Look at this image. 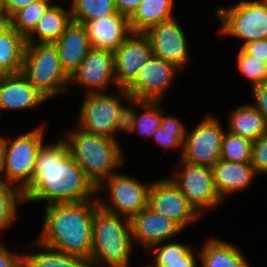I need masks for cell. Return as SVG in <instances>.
Wrapping results in <instances>:
<instances>
[{"label": "cell", "mask_w": 267, "mask_h": 267, "mask_svg": "<svg viewBox=\"0 0 267 267\" xmlns=\"http://www.w3.org/2000/svg\"><path fill=\"white\" fill-rule=\"evenodd\" d=\"M23 195L26 203L44 201L46 206L97 199V187L73 159L61 136L38 149L33 179Z\"/></svg>", "instance_id": "1"}, {"label": "cell", "mask_w": 267, "mask_h": 267, "mask_svg": "<svg viewBox=\"0 0 267 267\" xmlns=\"http://www.w3.org/2000/svg\"><path fill=\"white\" fill-rule=\"evenodd\" d=\"M99 206L98 199L44 206L43 226L36 240L46 247L89 262L94 216Z\"/></svg>", "instance_id": "2"}, {"label": "cell", "mask_w": 267, "mask_h": 267, "mask_svg": "<svg viewBox=\"0 0 267 267\" xmlns=\"http://www.w3.org/2000/svg\"><path fill=\"white\" fill-rule=\"evenodd\" d=\"M62 136L71 156L96 187L125 164L124 150L119 140L91 134L77 126Z\"/></svg>", "instance_id": "3"}, {"label": "cell", "mask_w": 267, "mask_h": 267, "mask_svg": "<svg viewBox=\"0 0 267 267\" xmlns=\"http://www.w3.org/2000/svg\"><path fill=\"white\" fill-rule=\"evenodd\" d=\"M134 245L130 219L99 206L94 216L89 267H130Z\"/></svg>", "instance_id": "4"}, {"label": "cell", "mask_w": 267, "mask_h": 267, "mask_svg": "<svg viewBox=\"0 0 267 267\" xmlns=\"http://www.w3.org/2000/svg\"><path fill=\"white\" fill-rule=\"evenodd\" d=\"M22 74L48 99L65 94L70 86L53 43H27Z\"/></svg>", "instance_id": "5"}, {"label": "cell", "mask_w": 267, "mask_h": 267, "mask_svg": "<svg viewBox=\"0 0 267 267\" xmlns=\"http://www.w3.org/2000/svg\"><path fill=\"white\" fill-rule=\"evenodd\" d=\"M215 15L222 36L246 43L267 38V0H241L229 6L217 5Z\"/></svg>", "instance_id": "6"}, {"label": "cell", "mask_w": 267, "mask_h": 267, "mask_svg": "<svg viewBox=\"0 0 267 267\" xmlns=\"http://www.w3.org/2000/svg\"><path fill=\"white\" fill-rule=\"evenodd\" d=\"M44 131L42 125L16 137L3 136V181L22 191L31 183L38 149L44 143Z\"/></svg>", "instance_id": "7"}, {"label": "cell", "mask_w": 267, "mask_h": 267, "mask_svg": "<svg viewBox=\"0 0 267 267\" xmlns=\"http://www.w3.org/2000/svg\"><path fill=\"white\" fill-rule=\"evenodd\" d=\"M134 176L116 172L97 187L99 205L112 213L131 219L148 206V191L152 182H142ZM106 191L109 198L99 194Z\"/></svg>", "instance_id": "8"}, {"label": "cell", "mask_w": 267, "mask_h": 267, "mask_svg": "<svg viewBox=\"0 0 267 267\" xmlns=\"http://www.w3.org/2000/svg\"><path fill=\"white\" fill-rule=\"evenodd\" d=\"M116 91V95L107 94L108 92L84 93L76 126L91 134L114 138L118 111L123 103L127 104L130 97L124 88Z\"/></svg>", "instance_id": "9"}, {"label": "cell", "mask_w": 267, "mask_h": 267, "mask_svg": "<svg viewBox=\"0 0 267 267\" xmlns=\"http://www.w3.org/2000/svg\"><path fill=\"white\" fill-rule=\"evenodd\" d=\"M178 169L169 178L187 197L190 205L203 217L208 210L222 206L223 200L218 194L213 169L209 166L193 165L178 160Z\"/></svg>", "instance_id": "10"}, {"label": "cell", "mask_w": 267, "mask_h": 267, "mask_svg": "<svg viewBox=\"0 0 267 267\" xmlns=\"http://www.w3.org/2000/svg\"><path fill=\"white\" fill-rule=\"evenodd\" d=\"M219 120L207 114L192 131L186 130L183 152L179 158L181 161L212 167L220 159L222 138L226 130Z\"/></svg>", "instance_id": "11"}, {"label": "cell", "mask_w": 267, "mask_h": 267, "mask_svg": "<svg viewBox=\"0 0 267 267\" xmlns=\"http://www.w3.org/2000/svg\"><path fill=\"white\" fill-rule=\"evenodd\" d=\"M148 207L172 219L183 230L202 218L168 176L152 181L148 191Z\"/></svg>", "instance_id": "12"}, {"label": "cell", "mask_w": 267, "mask_h": 267, "mask_svg": "<svg viewBox=\"0 0 267 267\" xmlns=\"http://www.w3.org/2000/svg\"><path fill=\"white\" fill-rule=\"evenodd\" d=\"M181 72L175 64L152 55L126 91L141 100L163 101Z\"/></svg>", "instance_id": "13"}, {"label": "cell", "mask_w": 267, "mask_h": 267, "mask_svg": "<svg viewBox=\"0 0 267 267\" xmlns=\"http://www.w3.org/2000/svg\"><path fill=\"white\" fill-rule=\"evenodd\" d=\"M69 84L84 86L85 93L107 92L111 86L118 89L115 80L114 52L91 47L79 68L70 77Z\"/></svg>", "instance_id": "14"}, {"label": "cell", "mask_w": 267, "mask_h": 267, "mask_svg": "<svg viewBox=\"0 0 267 267\" xmlns=\"http://www.w3.org/2000/svg\"><path fill=\"white\" fill-rule=\"evenodd\" d=\"M144 34L150 40L154 56L175 64L182 71L189 66L188 39L177 17L150 27Z\"/></svg>", "instance_id": "15"}, {"label": "cell", "mask_w": 267, "mask_h": 267, "mask_svg": "<svg viewBox=\"0 0 267 267\" xmlns=\"http://www.w3.org/2000/svg\"><path fill=\"white\" fill-rule=\"evenodd\" d=\"M153 55L149 38L144 33L131 35L114 51L115 80L126 89Z\"/></svg>", "instance_id": "16"}, {"label": "cell", "mask_w": 267, "mask_h": 267, "mask_svg": "<svg viewBox=\"0 0 267 267\" xmlns=\"http://www.w3.org/2000/svg\"><path fill=\"white\" fill-rule=\"evenodd\" d=\"M134 244L148 251L154 245L174 240L183 229L172 219L157 214L148 206L130 219Z\"/></svg>", "instance_id": "17"}, {"label": "cell", "mask_w": 267, "mask_h": 267, "mask_svg": "<svg viewBox=\"0 0 267 267\" xmlns=\"http://www.w3.org/2000/svg\"><path fill=\"white\" fill-rule=\"evenodd\" d=\"M48 100L22 72L0 75V115L4 110H35Z\"/></svg>", "instance_id": "18"}, {"label": "cell", "mask_w": 267, "mask_h": 267, "mask_svg": "<svg viewBox=\"0 0 267 267\" xmlns=\"http://www.w3.org/2000/svg\"><path fill=\"white\" fill-rule=\"evenodd\" d=\"M90 46L115 51L132 33L129 18L116 13L84 23Z\"/></svg>", "instance_id": "19"}, {"label": "cell", "mask_w": 267, "mask_h": 267, "mask_svg": "<svg viewBox=\"0 0 267 267\" xmlns=\"http://www.w3.org/2000/svg\"><path fill=\"white\" fill-rule=\"evenodd\" d=\"M65 73L71 77L91 48L84 24L73 21L54 43Z\"/></svg>", "instance_id": "20"}, {"label": "cell", "mask_w": 267, "mask_h": 267, "mask_svg": "<svg viewBox=\"0 0 267 267\" xmlns=\"http://www.w3.org/2000/svg\"><path fill=\"white\" fill-rule=\"evenodd\" d=\"M216 190L223 201L236 192L248 188L258 176L251 163H237L219 159L213 166Z\"/></svg>", "instance_id": "21"}, {"label": "cell", "mask_w": 267, "mask_h": 267, "mask_svg": "<svg viewBox=\"0 0 267 267\" xmlns=\"http://www.w3.org/2000/svg\"><path fill=\"white\" fill-rule=\"evenodd\" d=\"M72 22L71 8L52 3L38 21L34 31L26 38L27 43H55Z\"/></svg>", "instance_id": "22"}, {"label": "cell", "mask_w": 267, "mask_h": 267, "mask_svg": "<svg viewBox=\"0 0 267 267\" xmlns=\"http://www.w3.org/2000/svg\"><path fill=\"white\" fill-rule=\"evenodd\" d=\"M199 250L202 267H247L248 261L235 244L209 237Z\"/></svg>", "instance_id": "23"}, {"label": "cell", "mask_w": 267, "mask_h": 267, "mask_svg": "<svg viewBox=\"0 0 267 267\" xmlns=\"http://www.w3.org/2000/svg\"><path fill=\"white\" fill-rule=\"evenodd\" d=\"M229 114L227 131L231 134L255 141L267 132L266 118L251 103L238 105Z\"/></svg>", "instance_id": "24"}, {"label": "cell", "mask_w": 267, "mask_h": 267, "mask_svg": "<svg viewBox=\"0 0 267 267\" xmlns=\"http://www.w3.org/2000/svg\"><path fill=\"white\" fill-rule=\"evenodd\" d=\"M174 1L143 0L129 18L132 33H145L150 27L176 17Z\"/></svg>", "instance_id": "25"}, {"label": "cell", "mask_w": 267, "mask_h": 267, "mask_svg": "<svg viewBox=\"0 0 267 267\" xmlns=\"http://www.w3.org/2000/svg\"><path fill=\"white\" fill-rule=\"evenodd\" d=\"M26 38L10 26L0 36V75L22 72Z\"/></svg>", "instance_id": "26"}, {"label": "cell", "mask_w": 267, "mask_h": 267, "mask_svg": "<svg viewBox=\"0 0 267 267\" xmlns=\"http://www.w3.org/2000/svg\"><path fill=\"white\" fill-rule=\"evenodd\" d=\"M28 247L38 251H24V267H89L85 259L46 247L36 239Z\"/></svg>", "instance_id": "27"}, {"label": "cell", "mask_w": 267, "mask_h": 267, "mask_svg": "<svg viewBox=\"0 0 267 267\" xmlns=\"http://www.w3.org/2000/svg\"><path fill=\"white\" fill-rule=\"evenodd\" d=\"M163 108L162 106V124L152 137V140L163 147L166 152L180 147L181 154L179 157L181 158L187 130L186 126L176 116L165 115Z\"/></svg>", "instance_id": "28"}, {"label": "cell", "mask_w": 267, "mask_h": 267, "mask_svg": "<svg viewBox=\"0 0 267 267\" xmlns=\"http://www.w3.org/2000/svg\"><path fill=\"white\" fill-rule=\"evenodd\" d=\"M193 250L189 244L176 239L164 241L151 247L147 252L154 257V263L145 267H166V265L186 264V256Z\"/></svg>", "instance_id": "29"}, {"label": "cell", "mask_w": 267, "mask_h": 267, "mask_svg": "<svg viewBox=\"0 0 267 267\" xmlns=\"http://www.w3.org/2000/svg\"><path fill=\"white\" fill-rule=\"evenodd\" d=\"M25 203L23 191L16 185L0 181V233L17 220L18 205Z\"/></svg>", "instance_id": "30"}, {"label": "cell", "mask_w": 267, "mask_h": 267, "mask_svg": "<svg viewBox=\"0 0 267 267\" xmlns=\"http://www.w3.org/2000/svg\"><path fill=\"white\" fill-rule=\"evenodd\" d=\"M161 102L139 99V110L143 112L140 115L135 114L133 133L136 132L145 140L154 136L162 124Z\"/></svg>", "instance_id": "31"}, {"label": "cell", "mask_w": 267, "mask_h": 267, "mask_svg": "<svg viewBox=\"0 0 267 267\" xmlns=\"http://www.w3.org/2000/svg\"><path fill=\"white\" fill-rule=\"evenodd\" d=\"M70 8L72 20L82 24L117 13L114 0H72Z\"/></svg>", "instance_id": "32"}, {"label": "cell", "mask_w": 267, "mask_h": 267, "mask_svg": "<svg viewBox=\"0 0 267 267\" xmlns=\"http://www.w3.org/2000/svg\"><path fill=\"white\" fill-rule=\"evenodd\" d=\"M53 0H39L17 11L11 18V26L22 36L27 38L36 28L38 21Z\"/></svg>", "instance_id": "33"}, {"label": "cell", "mask_w": 267, "mask_h": 267, "mask_svg": "<svg viewBox=\"0 0 267 267\" xmlns=\"http://www.w3.org/2000/svg\"><path fill=\"white\" fill-rule=\"evenodd\" d=\"M253 141L229 133H224L222 138L220 159L237 163H251Z\"/></svg>", "instance_id": "34"}, {"label": "cell", "mask_w": 267, "mask_h": 267, "mask_svg": "<svg viewBox=\"0 0 267 267\" xmlns=\"http://www.w3.org/2000/svg\"><path fill=\"white\" fill-rule=\"evenodd\" d=\"M237 70L247 80L250 81L251 87L267 83V64L246 54L239 48L236 57Z\"/></svg>", "instance_id": "35"}, {"label": "cell", "mask_w": 267, "mask_h": 267, "mask_svg": "<svg viewBox=\"0 0 267 267\" xmlns=\"http://www.w3.org/2000/svg\"><path fill=\"white\" fill-rule=\"evenodd\" d=\"M127 103L126 106L123 103L118 111V117L114 127V139L116 140H118L117 132L132 134L134 130L135 110H139V98L130 96L127 99Z\"/></svg>", "instance_id": "36"}, {"label": "cell", "mask_w": 267, "mask_h": 267, "mask_svg": "<svg viewBox=\"0 0 267 267\" xmlns=\"http://www.w3.org/2000/svg\"><path fill=\"white\" fill-rule=\"evenodd\" d=\"M251 164L257 175H267V132L253 141Z\"/></svg>", "instance_id": "37"}, {"label": "cell", "mask_w": 267, "mask_h": 267, "mask_svg": "<svg viewBox=\"0 0 267 267\" xmlns=\"http://www.w3.org/2000/svg\"><path fill=\"white\" fill-rule=\"evenodd\" d=\"M0 241V267H24V251L14 252Z\"/></svg>", "instance_id": "38"}, {"label": "cell", "mask_w": 267, "mask_h": 267, "mask_svg": "<svg viewBox=\"0 0 267 267\" xmlns=\"http://www.w3.org/2000/svg\"><path fill=\"white\" fill-rule=\"evenodd\" d=\"M250 92L253 102L251 103L267 121V83L251 87Z\"/></svg>", "instance_id": "39"}, {"label": "cell", "mask_w": 267, "mask_h": 267, "mask_svg": "<svg viewBox=\"0 0 267 267\" xmlns=\"http://www.w3.org/2000/svg\"><path fill=\"white\" fill-rule=\"evenodd\" d=\"M241 49L248 55L267 64V38L252 41L244 45H240Z\"/></svg>", "instance_id": "40"}, {"label": "cell", "mask_w": 267, "mask_h": 267, "mask_svg": "<svg viewBox=\"0 0 267 267\" xmlns=\"http://www.w3.org/2000/svg\"><path fill=\"white\" fill-rule=\"evenodd\" d=\"M39 0H3L2 13L9 19L23 7Z\"/></svg>", "instance_id": "41"}, {"label": "cell", "mask_w": 267, "mask_h": 267, "mask_svg": "<svg viewBox=\"0 0 267 267\" xmlns=\"http://www.w3.org/2000/svg\"><path fill=\"white\" fill-rule=\"evenodd\" d=\"M143 0H114L116 11L128 18L132 16Z\"/></svg>", "instance_id": "42"}, {"label": "cell", "mask_w": 267, "mask_h": 267, "mask_svg": "<svg viewBox=\"0 0 267 267\" xmlns=\"http://www.w3.org/2000/svg\"><path fill=\"white\" fill-rule=\"evenodd\" d=\"M196 250H192L186 256V264H177V265H166V267H199L198 260H199V252L195 254ZM198 257V258H197Z\"/></svg>", "instance_id": "43"}, {"label": "cell", "mask_w": 267, "mask_h": 267, "mask_svg": "<svg viewBox=\"0 0 267 267\" xmlns=\"http://www.w3.org/2000/svg\"><path fill=\"white\" fill-rule=\"evenodd\" d=\"M11 26L10 19L0 12V36Z\"/></svg>", "instance_id": "44"}, {"label": "cell", "mask_w": 267, "mask_h": 267, "mask_svg": "<svg viewBox=\"0 0 267 267\" xmlns=\"http://www.w3.org/2000/svg\"><path fill=\"white\" fill-rule=\"evenodd\" d=\"M3 158H4V150H3V135L0 134V181L3 176Z\"/></svg>", "instance_id": "45"}, {"label": "cell", "mask_w": 267, "mask_h": 267, "mask_svg": "<svg viewBox=\"0 0 267 267\" xmlns=\"http://www.w3.org/2000/svg\"><path fill=\"white\" fill-rule=\"evenodd\" d=\"M2 4H3V0H0V12H2Z\"/></svg>", "instance_id": "46"}]
</instances>
